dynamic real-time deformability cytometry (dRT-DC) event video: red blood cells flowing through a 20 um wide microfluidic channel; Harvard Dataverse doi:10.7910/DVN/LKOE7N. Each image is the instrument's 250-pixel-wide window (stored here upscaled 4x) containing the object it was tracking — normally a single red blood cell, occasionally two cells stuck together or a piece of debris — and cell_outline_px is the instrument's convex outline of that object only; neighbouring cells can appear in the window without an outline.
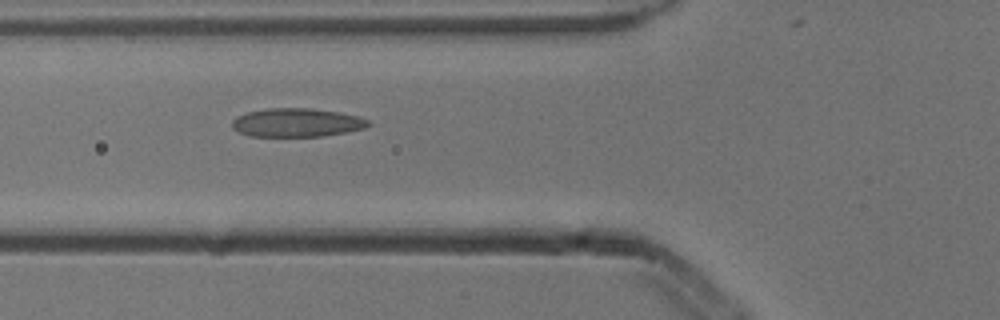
{"species": "common noctule bat (a hibernating species)", "species_latin": "Nyctalus noctula", "temperature_condition": "cold", "stored_images_in_passage": 4, "camera_frame_rate_fps": 3000, "um_per_image_px": 0.085, "animal": {"sex": "male", "body_mass_g": 13.3}, "frame": {"image": 1, "passage_image": 2, "time_ms": 0.333, "image_size_px": [1000, 320], "cell_outline_px": [[372, 124], [364, 128], [344, 132], [320, 136], [248, 136], [232, 128], [232, 120], [236, 116], [248, 112], [264, 108], [312, 108], [340, 112], [360, 116], [368, 120]], "centroid_in_image_um": [25.22, 10.41], "position_along_channel_um": 100.6, "area_um2": 22.77}}
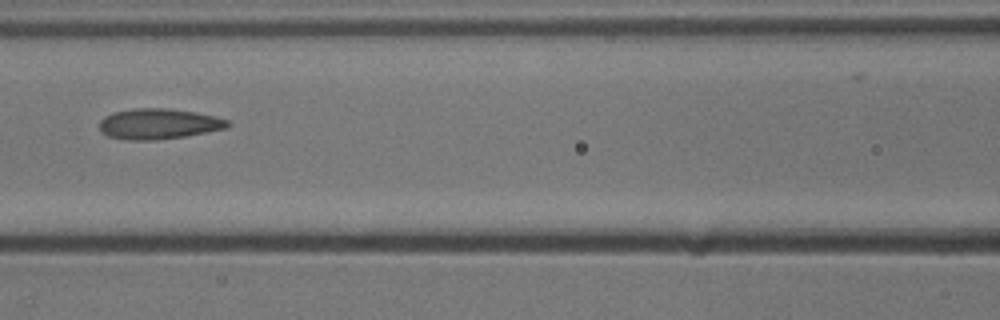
{"frame": {"image": 2, "passage_image": 3, "time_ms": 0.667, "image_size_px": [1000, 320], "cell_outline_px": [[232, 124], [228, 128], [208, 132], [184, 136], [152, 140], [128, 140], [108, 136], [100, 132], [100, 120], [104, 116], [112, 112], [132, 108], [168, 108], [196, 112], [216, 116], [228, 120]], "centroid_in_image_um": [13.49, 10.52], "position_along_channel_um": 153.1, "area_um2": 23.06}}
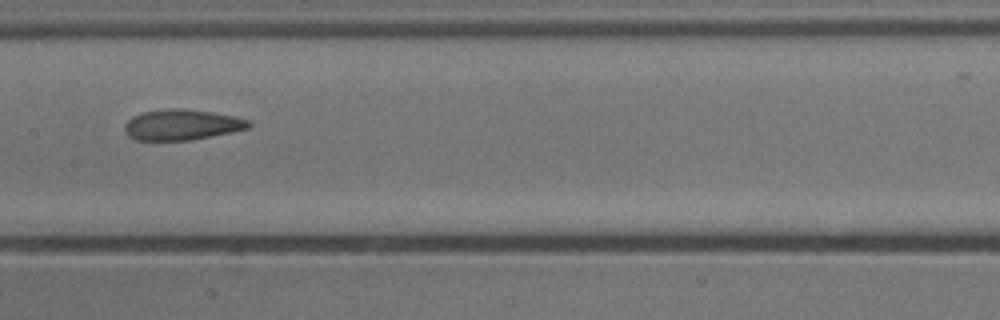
{"frame": {"image": 3, "passage_image": 4, "time_ms": 1.0, "image_size_px": [1000, 320], "cell_outline_px": [[252, 124], [248, 128], [232, 132], [192, 140], [136, 140], [128, 136], [124, 132], [124, 124], [132, 116], [144, 112], [172, 108], [180, 108], [212, 112], [232, 116], [248, 120]], "centroid_in_image_um": [15.43, 10.61], "position_along_channel_um": 192.0, "area_um2": 22.08}}